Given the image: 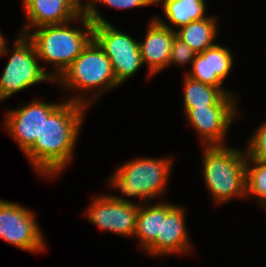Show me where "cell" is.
I'll list each match as a JSON object with an SVG mask.
<instances>
[{"instance_id":"obj_1","label":"cell","mask_w":266,"mask_h":267,"mask_svg":"<svg viewBox=\"0 0 266 267\" xmlns=\"http://www.w3.org/2000/svg\"><path fill=\"white\" fill-rule=\"evenodd\" d=\"M81 97L60 104L44 119L39 138L25 152L39 175H50V178L72 160L76 137L83 122V109L88 105Z\"/></svg>"},{"instance_id":"obj_2","label":"cell","mask_w":266,"mask_h":267,"mask_svg":"<svg viewBox=\"0 0 266 267\" xmlns=\"http://www.w3.org/2000/svg\"><path fill=\"white\" fill-rule=\"evenodd\" d=\"M81 22L87 32L69 27V23L45 25L27 37L34 44L38 59L55 64L56 79L82 53L93 39V23L86 14H81ZM68 25V26H67ZM57 67V68H56Z\"/></svg>"},{"instance_id":"obj_3","label":"cell","mask_w":266,"mask_h":267,"mask_svg":"<svg viewBox=\"0 0 266 267\" xmlns=\"http://www.w3.org/2000/svg\"><path fill=\"white\" fill-rule=\"evenodd\" d=\"M204 152V179L216 202L247 196L246 152L224 148L223 145H205Z\"/></svg>"},{"instance_id":"obj_4","label":"cell","mask_w":266,"mask_h":267,"mask_svg":"<svg viewBox=\"0 0 266 267\" xmlns=\"http://www.w3.org/2000/svg\"><path fill=\"white\" fill-rule=\"evenodd\" d=\"M84 13L93 25V39L109 58L117 83L122 84L143 64L136 40L113 27L87 2Z\"/></svg>"},{"instance_id":"obj_5","label":"cell","mask_w":266,"mask_h":267,"mask_svg":"<svg viewBox=\"0 0 266 267\" xmlns=\"http://www.w3.org/2000/svg\"><path fill=\"white\" fill-rule=\"evenodd\" d=\"M172 160L141 158L122 165L109 181L123 195L142 199L156 197L165 188Z\"/></svg>"},{"instance_id":"obj_6","label":"cell","mask_w":266,"mask_h":267,"mask_svg":"<svg viewBox=\"0 0 266 267\" xmlns=\"http://www.w3.org/2000/svg\"><path fill=\"white\" fill-rule=\"evenodd\" d=\"M58 78L69 90L100 87L104 92L119 85L109 58L94 39Z\"/></svg>"},{"instance_id":"obj_7","label":"cell","mask_w":266,"mask_h":267,"mask_svg":"<svg viewBox=\"0 0 266 267\" xmlns=\"http://www.w3.org/2000/svg\"><path fill=\"white\" fill-rule=\"evenodd\" d=\"M14 47L0 78V101L36 83L56 79L55 75L47 74L37 63L34 44L27 35L21 34Z\"/></svg>"},{"instance_id":"obj_8","label":"cell","mask_w":266,"mask_h":267,"mask_svg":"<svg viewBox=\"0 0 266 267\" xmlns=\"http://www.w3.org/2000/svg\"><path fill=\"white\" fill-rule=\"evenodd\" d=\"M32 211L0 200V238L25 251H41L44 239Z\"/></svg>"},{"instance_id":"obj_9","label":"cell","mask_w":266,"mask_h":267,"mask_svg":"<svg viewBox=\"0 0 266 267\" xmlns=\"http://www.w3.org/2000/svg\"><path fill=\"white\" fill-rule=\"evenodd\" d=\"M139 206L122 197L100 195L94 198L86 215L91 223L102 229L134 236Z\"/></svg>"},{"instance_id":"obj_10","label":"cell","mask_w":266,"mask_h":267,"mask_svg":"<svg viewBox=\"0 0 266 267\" xmlns=\"http://www.w3.org/2000/svg\"><path fill=\"white\" fill-rule=\"evenodd\" d=\"M59 105L34 100L23 108L7 113V130L16 139L22 151L26 152L36 138H39L44 119H47Z\"/></svg>"},{"instance_id":"obj_11","label":"cell","mask_w":266,"mask_h":267,"mask_svg":"<svg viewBox=\"0 0 266 267\" xmlns=\"http://www.w3.org/2000/svg\"><path fill=\"white\" fill-rule=\"evenodd\" d=\"M184 211L179 206L161 203V236L146 250L152 255L189 251L191 244L185 227Z\"/></svg>"},{"instance_id":"obj_12","label":"cell","mask_w":266,"mask_h":267,"mask_svg":"<svg viewBox=\"0 0 266 267\" xmlns=\"http://www.w3.org/2000/svg\"><path fill=\"white\" fill-rule=\"evenodd\" d=\"M235 113V106H205L192 108L186 115L189 123L202 136L206 146H213L222 145L227 128L236 116Z\"/></svg>"},{"instance_id":"obj_13","label":"cell","mask_w":266,"mask_h":267,"mask_svg":"<svg viewBox=\"0 0 266 267\" xmlns=\"http://www.w3.org/2000/svg\"><path fill=\"white\" fill-rule=\"evenodd\" d=\"M175 32L167 23L153 19L144 42L138 43L143 63L149 66V75H155L169 65L171 45Z\"/></svg>"},{"instance_id":"obj_14","label":"cell","mask_w":266,"mask_h":267,"mask_svg":"<svg viewBox=\"0 0 266 267\" xmlns=\"http://www.w3.org/2000/svg\"><path fill=\"white\" fill-rule=\"evenodd\" d=\"M232 63V55L227 47L216 44L196 54L192 61V72L186 75L194 80L218 87L224 94H229L221 89V84L230 72Z\"/></svg>"},{"instance_id":"obj_15","label":"cell","mask_w":266,"mask_h":267,"mask_svg":"<svg viewBox=\"0 0 266 267\" xmlns=\"http://www.w3.org/2000/svg\"><path fill=\"white\" fill-rule=\"evenodd\" d=\"M29 18L23 33L26 35L30 26L63 24L70 20H77L84 12L80 0H33L26 8Z\"/></svg>"},{"instance_id":"obj_16","label":"cell","mask_w":266,"mask_h":267,"mask_svg":"<svg viewBox=\"0 0 266 267\" xmlns=\"http://www.w3.org/2000/svg\"><path fill=\"white\" fill-rule=\"evenodd\" d=\"M184 110L205 106H235L230 94H224L218 87L202 83L185 75Z\"/></svg>"},{"instance_id":"obj_17","label":"cell","mask_w":266,"mask_h":267,"mask_svg":"<svg viewBox=\"0 0 266 267\" xmlns=\"http://www.w3.org/2000/svg\"><path fill=\"white\" fill-rule=\"evenodd\" d=\"M217 18H204L197 21H192L187 25L181 26L175 32L176 36L183 40L197 54L204 50L213 47V40L217 34L216 28Z\"/></svg>"},{"instance_id":"obj_18","label":"cell","mask_w":266,"mask_h":267,"mask_svg":"<svg viewBox=\"0 0 266 267\" xmlns=\"http://www.w3.org/2000/svg\"><path fill=\"white\" fill-rule=\"evenodd\" d=\"M168 20L175 26L181 27L192 21L207 18L204 0H160Z\"/></svg>"},{"instance_id":"obj_19","label":"cell","mask_w":266,"mask_h":267,"mask_svg":"<svg viewBox=\"0 0 266 267\" xmlns=\"http://www.w3.org/2000/svg\"><path fill=\"white\" fill-rule=\"evenodd\" d=\"M139 206L134 235L139 237L145 251L161 236V203L151 207Z\"/></svg>"},{"instance_id":"obj_20","label":"cell","mask_w":266,"mask_h":267,"mask_svg":"<svg viewBox=\"0 0 266 267\" xmlns=\"http://www.w3.org/2000/svg\"><path fill=\"white\" fill-rule=\"evenodd\" d=\"M255 167L248 168L246 161V194L259 196V202L266 208V163L251 161Z\"/></svg>"},{"instance_id":"obj_21","label":"cell","mask_w":266,"mask_h":267,"mask_svg":"<svg viewBox=\"0 0 266 267\" xmlns=\"http://www.w3.org/2000/svg\"><path fill=\"white\" fill-rule=\"evenodd\" d=\"M251 138L248 150L246 151V161L266 163V121Z\"/></svg>"},{"instance_id":"obj_22","label":"cell","mask_w":266,"mask_h":267,"mask_svg":"<svg viewBox=\"0 0 266 267\" xmlns=\"http://www.w3.org/2000/svg\"><path fill=\"white\" fill-rule=\"evenodd\" d=\"M196 52L176 35L171 45L170 63L185 64L195 59Z\"/></svg>"},{"instance_id":"obj_23","label":"cell","mask_w":266,"mask_h":267,"mask_svg":"<svg viewBox=\"0 0 266 267\" xmlns=\"http://www.w3.org/2000/svg\"><path fill=\"white\" fill-rule=\"evenodd\" d=\"M97 1L118 9L142 7L153 4L151 0H93L91 2H97Z\"/></svg>"},{"instance_id":"obj_24","label":"cell","mask_w":266,"mask_h":267,"mask_svg":"<svg viewBox=\"0 0 266 267\" xmlns=\"http://www.w3.org/2000/svg\"><path fill=\"white\" fill-rule=\"evenodd\" d=\"M5 39H4V37L2 36V34H0V56L2 55V54H5V52L7 51V49H6V47H5V42L6 41H4Z\"/></svg>"},{"instance_id":"obj_25","label":"cell","mask_w":266,"mask_h":267,"mask_svg":"<svg viewBox=\"0 0 266 267\" xmlns=\"http://www.w3.org/2000/svg\"><path fill=\"white\" fill-rule=\"evenodd\" d=\"M33 0H24V9L32 2Z\"/></svg>"},{"instance_id":"obj_26","label":"cell","mask_w":266,"mask_h":267,"mask_svg":"<svg viewBox=\"0 0 266 267\" xmlns=\"http://www.w3.org/2000/svg\"><path fill=\"white\" fill-rule=\"evenodd\" d=\"M160 0H151V2L153 3V4H156V3H158Z\"/></svg>"}]
</instances>
